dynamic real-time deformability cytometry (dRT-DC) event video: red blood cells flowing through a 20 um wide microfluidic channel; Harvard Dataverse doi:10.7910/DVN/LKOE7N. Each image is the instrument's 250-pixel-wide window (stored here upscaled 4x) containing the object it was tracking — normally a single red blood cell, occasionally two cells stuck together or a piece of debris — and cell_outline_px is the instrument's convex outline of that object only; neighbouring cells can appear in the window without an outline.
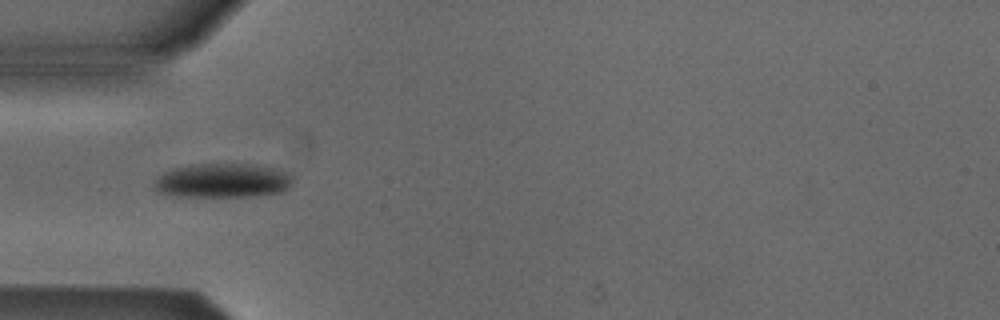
{"species": "Egyptian fruit bat (a non-hibernating species)", "species_latin": "Rousettus aegyptiacus", "temperature_condition": "cold", "stored_images_in_passage": 7, "camera_frame_rate_fps": 3000, "um_per_image_px": 0.085, "animal": {"sex": "male"}, "frame": {"image": 1, "passage_image": 5, "time_ms": 5.0, "image_size_px": [1000, 320], "cell_outline_px": [[292, 184], [284, 192], [256, 196], [176, 196], [156, 192], [152, 188], [152, 184], [156, 176], [172, 168], [192, 164], [256, 164], [280, 168], [292, 176]], "centroid_in_image_um": [18.91, 15.34], "position_along_channel_um": 66.1, "area_um2": 28.32}}
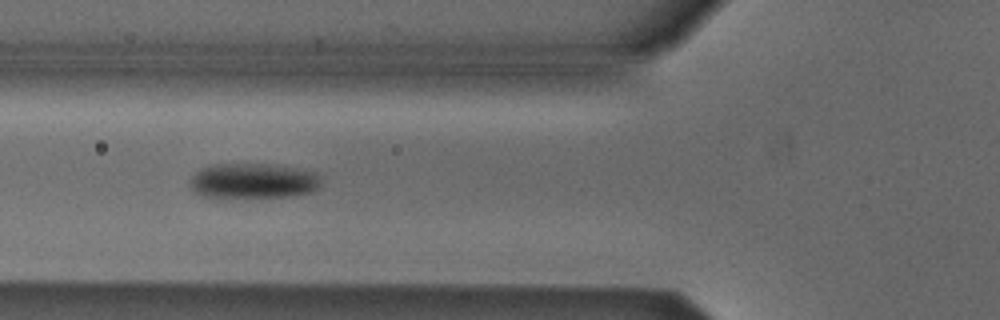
{"frame": {"image": 2, "passage_image": 6, "time_ms": 6.0, "image_size_px": [1000, 320], "cell_outline_px": [[320, 184], [312, 192], [292, 196], [204, 196], [196, 192], [192, 188], [192, 176], [196, 172], [204, 168], [216, 164], [260, 164], [296, 168], [316, 172], [320, 180]], "centroid_in_image_um": [21.57, 15.36], "position_along_channel_um": 104.2, "area_um2": 26.01}}
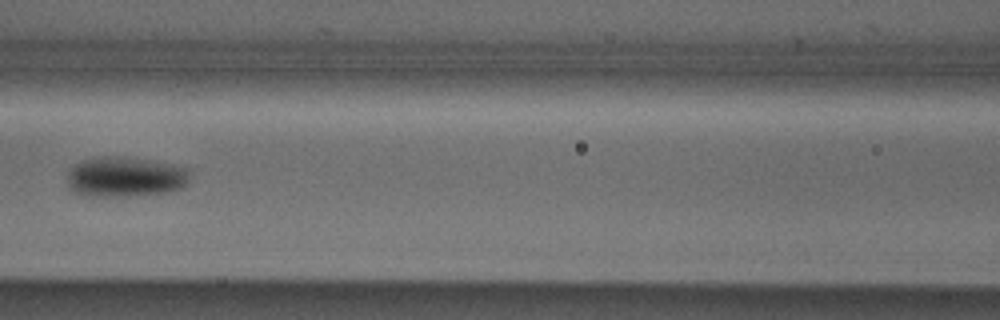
{"frame": {"image": 3, "passage_image": 7, "time_ms": 7.333, "image_size_px": [1000, 320], "cell_outline_px": [[188, 184], [180, 188], [168, 192], [132, 196], [84, 196], [72, 192], [68, 188], [68, 172], [76, 164], [84, 160], [104, 156], [120, 156], [148, 160], [172, 164], [188, 168]], "centroid_in_image_um": [10.63, 15.05], "position_along_channel_um": 156.0, "area_um2": 28.78}}